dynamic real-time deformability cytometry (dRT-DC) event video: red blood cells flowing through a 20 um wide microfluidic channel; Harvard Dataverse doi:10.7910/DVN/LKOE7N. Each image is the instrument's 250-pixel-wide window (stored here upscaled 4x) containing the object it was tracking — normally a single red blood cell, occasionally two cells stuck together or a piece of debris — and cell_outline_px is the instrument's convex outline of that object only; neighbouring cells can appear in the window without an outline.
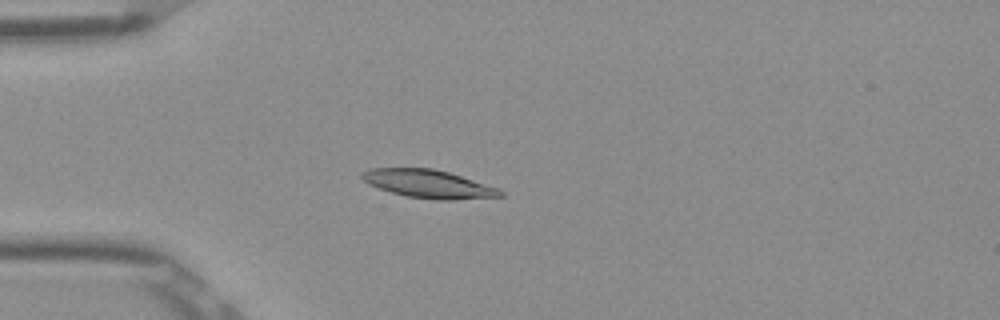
{"species": "Egyptian fruit bat (a non-hibernating species)", "species_latin": "Rousettus aegyptiacus", "temperature_condition": "room temperature", "stored_images_in_passage": 40, "camera_frame_rate_fps": 3000, "um_per_image_px": 0.085, "frame": {"image": 1, "passage_image": 2, "time_ms": 0.333, "image_size_px": [1000, 320], "cell_outline_px": [[504, 196], [452, 200], [436, 200], [404, 196], [368, 184], [360, 176], [360, 172], [372, 168], [432, 168], [448, 172], [496, 188], [504, 192]], "centroid_in_image_um": [36.38, 15.63], "position_along_channel_um": 48.6, "area_um2": 22.48}}
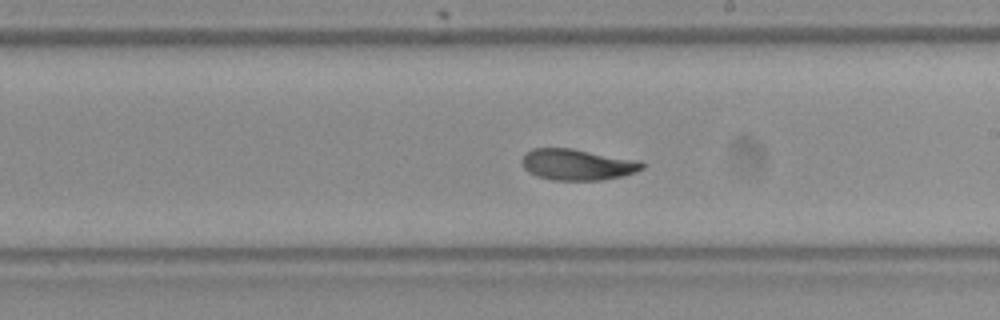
{"frame": {"image": 2, "passage_image": 18, "time_ms": 5.667, "image_size_px": [1000, 320], "cell_outline_px": [[644, 168], [636, 172], [620, 176], [600, 180], [552, 180], [536, 176], [528, 172], [524, 168], [520, 160], [524, 152], [532, 148], [572, 148], [640, 160], [644, 164]], "centroid_in_image_um": [49.04, 13.98], "position_along_channel_um": 240.0, "area_um2": 22.08}}
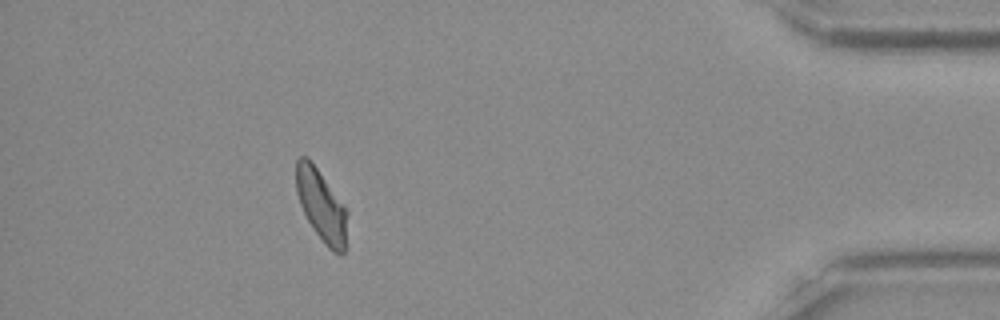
{"frame": {"image": 3, "passage_image": 35, "time_ms": 11.333, "image_size_px": [1000, 320], "cell_outline_px": [[348, 212], [344, 252], [340, 256], [332, 252], [324, 244], [312, 228], [300, 204], [296, 192], [296, 160], [300, 156], [308, 156]], "centroid_in_image_um": [27.3, 17.5], "position_along_channel_um": 407.9, "area_um2": 21.21}, "authors_computed_cell_mechanics": {"area_um2": 21.7906, "velocity_mm_per_s": 3.8668, "shape_relaxation_time_tau1_ms": 6.2248, "shape_relaxation_time_tau2_ms": 3.7123, "deformation_change_tau1": 0.173, "deformation_change_tau2": 0.0744}}